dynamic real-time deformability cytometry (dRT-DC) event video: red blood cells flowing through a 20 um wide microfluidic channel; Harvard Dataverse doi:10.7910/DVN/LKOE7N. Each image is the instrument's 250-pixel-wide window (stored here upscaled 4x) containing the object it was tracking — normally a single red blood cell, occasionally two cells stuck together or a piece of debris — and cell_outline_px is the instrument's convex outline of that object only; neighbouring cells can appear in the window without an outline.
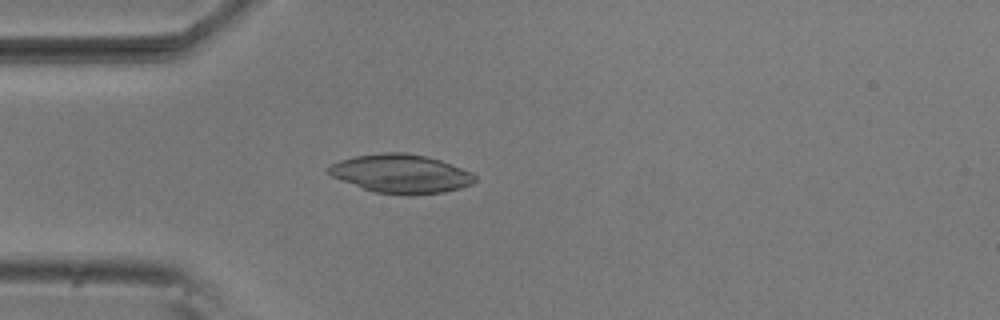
{"species": "common noctule bat (a hibernating species)", "species_latin": "Nyctalus noctula", "temperature_condition": "room temperature", "stored_images_in_passage": 5, "camera_frame_rate_fps": 3000, "um_per_image_px": 0.085, "animal": {"sex": "male", "body_mass_g": 20.5, "forearm_length_mm": 52.5}, "frame": {"image": 1, "passage_image": 5, "time_ms": 1.333, "image_size_px": [1000, 320], "cell_outline_px": [[476, 180], [472, 184], [460, 188], [444, 192], [412, 196], [408, 196], [372, 192], [340, 180], [332, 176], [328, 172], [328, 168], [332, 164], [340, 160], [356, 156], [384, 152], [404, 152], [428, 156], [452, 164], [472, 172], [476, 176]], "centroid_in_image_um": [34.11, 14.78], "position_along_channel_um": 50.9, "area_um2": 33.35}}